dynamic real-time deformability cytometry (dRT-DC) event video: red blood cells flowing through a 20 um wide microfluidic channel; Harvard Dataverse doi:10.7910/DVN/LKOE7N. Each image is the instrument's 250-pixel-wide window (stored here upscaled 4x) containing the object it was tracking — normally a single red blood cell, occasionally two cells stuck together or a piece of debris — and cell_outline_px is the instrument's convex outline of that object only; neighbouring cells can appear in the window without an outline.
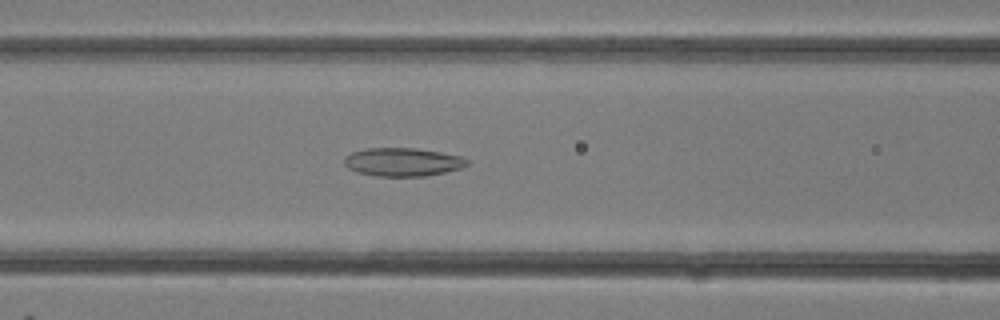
{"species": "common noctule bat (a hibernating species)", "species_latin": "Nyctalus noctula", "temperature_condition": "room temperature", "stored_images_in_passage": 33, "camera_frame_rate_fps": 3000, "um_per_image_px": 0.085, "animal": {"sex": "female"}, "frame": {"image": 1, "passage_image": 14, "time_ms": 4.333, "image_size_px": [1000, 320], "cell_outline_px": [[468, 164], [460, 168], [444, 172], [424, 176], [376, 176], [356, 172], [348, 168], [344, 164], [344, 160], [352, 152], [364, 148], [416, 148], [440, 152], [460, 156], [468, 160]], "centroid_in_image_um": [34.2, 13.77], "position_along_channel_um": 132.4, "area_um2": 20.17}}
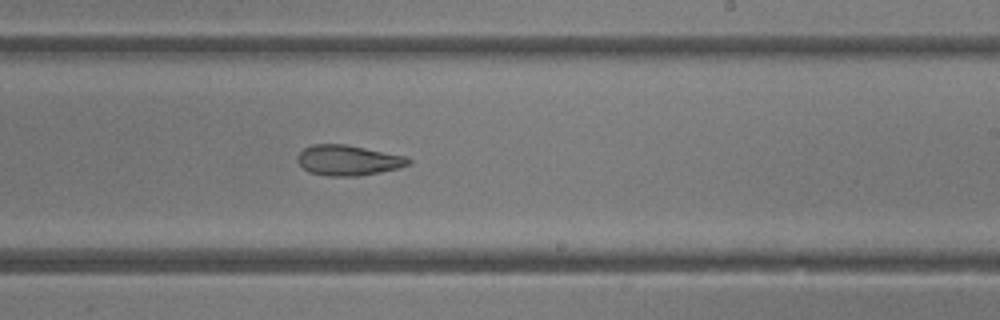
{"frame": {"image": 2, "passage_image": 20, "time_ms": 6.333, "image_size_px": [1000, 320], "cell_outline_px": [[412, 164], [400, 168], [360, 176], [328, 176], [308, 172], [296, 160], [296, 156], [304, 148], [312, 144], [344, 144], [404, 156], [412, 160]], "centroid_in_image_um": [29.58, 13.63], "position_along_channel_um": 259.4, "area_um2": 19.65}}
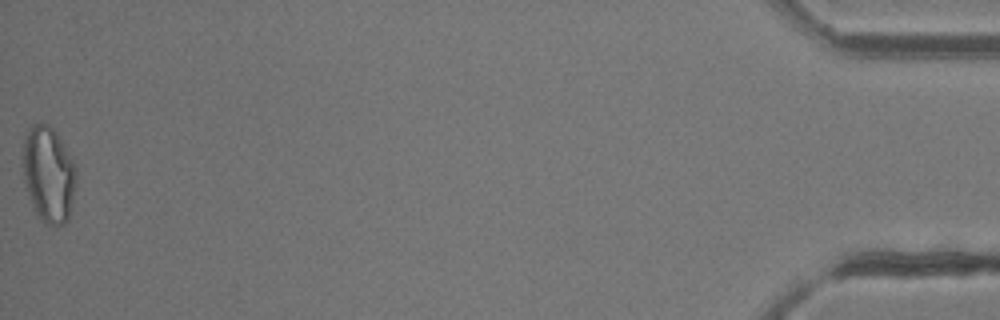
{"frame": {"image": 3, "passage_image": 33, "time_ms": 10.667, "image_size_px": [1000, 320], "cell_outline_px": [[76, 184], [68, 220], [64, 224], [44, 224], [36, 216], [32, 208], [24, 180], [24, 140], [32, 124], [48, 124], [56, 132], [64, 144], [76, 164]], "centroid_in_image_um": [4.15, 14.85], "position_along_channel_um": 431.1, "area_um2": 29.82}}